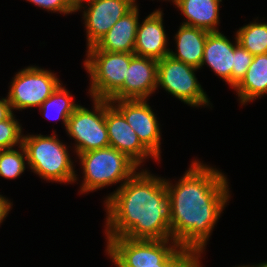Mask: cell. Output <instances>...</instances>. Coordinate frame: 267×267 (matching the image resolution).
<instances>
[{"label": "cell", "instance_id": "obj_25", "mask_svg": "<svg viewBox=\"0 0 267 267\" xmlns=\"http://www.w3.org/2000/svg\"><path fill=\"white\" fill-rule=\"evenodd\" d=\"M253 55L242 47L235 35V61L232 67V88L234 89L245 77L246 72L253 60Z\"/></svg>", "mask_w": 267, "mask_h": 267}, {"label": "cell", "instance_id": "obj_6", "mask_svg": "<svg viewBox=\"0 0 267 267\" xmlns=\"http://www.w3.org/2000/svg\"><path fill=\"white\" fill-rule=\"evenodd\" d=\"M106 240V254L112 259L115 266L164 264L181 247L172 239L148 240L107 237Z\"/></svg>", "mask_w": 267, "mask_h": 267}, {"label": "cell", "instance_id": "obj_3", "mask_svg": "<svg viewBox=\"0 0 267 267\" xmlns=\"http://www.w3.org/2000/svg\"><path fill=\"white\" fill-rule=\"evenodd\" d=\"M22 145L26 151L27 165L44 180L69 184L78 179L68 147L55 133L52 136L23 135Z\"/></svg>", "mask_w": 267, "mask_h": 267}, {"label": "cell", "instance_id": "obj_27", "mask_svg": "<svg viewBox=\"0 0 267 267\" xmlns=\"http://www.w3.org/2000/svg\"><path fill=\"white\" fill-rule=\"evenodd\" d=\"M12 205L13 204L9 201L8 198L0 194V224L4 221V219L8 215Z\"/></svg>", "mask_w": 267, "mask_h": 267}, {"label": "cell", "instance_id": "obj_28", "mask_svg": "<svg viewBox=\"0 0 267 267\" xmlns=\"http://www.w3.org/2000/svg\"><path fill=\"white\" fill-rule=\"evenodd\" d=\"M12 113L7 97L0 99V122L7 119Z\"/></svg>", "mask_w": 267, "mask_h": 267}, {"label": "cell", "instance_id": "obj_2", "mask_svg": "<svg viewBox=\"0 0 267 267\" xmlns=\"http://www.w3.org/2000/svg\"><path fill=\"white\" fill-rule=\"evenodd\" d=\"M104 202L106 237L171 239L172 211L165 179L142 169Z\"/></svg>", "mask_w": 267, "mask_h": 267}, {"label": "cell", "instance_id": "obj_8", "mask_svg": "<svg viewBox=\"0 0 267 267\" xmlns=\"http://www.w3.org/2000/svg\"><path fill=\"white\" fill-rule=\"evenodd\" d=\"M93 110L78 105L67 122L66 132L75 140L76 154L109 146L105 124V99L92 98Z\"/></svg>", "mask_w": 267, "mask_h": 267}, {"label": "cell", "instance_id": "obj_5", "mask_svg": "<svg viewBox=\"0 0 267 267\" xmlns=\"http://www.w3.org/2000/svg\"><path fill=\"white\" fill-rule=\"evenodd\" d=\"M84 68L89 74L90 97L109 100L124 84L134 53L86 51Z\"/></svg>", "mask_w": 267, "mask_h": 267}, {"label": "cell", "instance_id": "obj_21", "mask_svg": "<svg viewBox=\"0 0 267 267\" xmlns=\"http://www.w3.org/2000/svg\"><path fill=\"white\" fill-rule=\"evenodd\" d=\"M236 37L238 43L253 56L267 54V23L250 22L237 30Z\"/></svg>", "mask_w": 267, "mask_h": 267}, {"label": "cell", "instance_id": "obj_10", "mask_svg": "<svg viewBox=\"0 0 267 267\" xmlns=\"http://www.w3.org/2000/svg\"><path fill=\"white\" fill-rule=\"evenodd\" d=\"M147 99L110 101L125 117L141 143L160 160L161 132Z\"/></svg>", "mask_w": 267, "mask_h": 267}, {"label": "cell", "instance_id": "obj_11", "mask_svg": "<svg viewBox=\"0 0 267 267\" xmlns=\"http://www.w3.org/2000/svg\"><path fill=\"white\" fill-rule=\"evenodd\" d=\"M136 0H89L76 11L83 9L87 47L94 46L111 27L137 3ZM88 7V8H87Z\"/></svg>", "mask_w": 267, "mask_h": 267}, {"label": "cell", "instance_id": "obj_12", "mask_svg": "<svg viewBox=\"0 0 267 267\" xmlns=\"http://www.w3.org/2000/svg\"><path fill=\"white\" fill-rule=\"evenodd\" d=\"M105 124L109 146L126 154L139 167L146 158L159 161L139 140L136 132L127 123L124 115L110 102L105 100Z\"/></svg>", "mask_w": 267, "mask_h": 267}, {"label": "cell", "instance_id": "obj_14", "mask_svg": "<svg viewBox=\"0 0 267 267\" xmlns=\"http://www.w3.org/2000/svg\"><path fill=\"white\" fill-rule=\"evenodd\" d=\"M167 39L163 26V12L161 9L155 10L143 20L142 24H138L134 54L161 60L169 55Z\"/></svg>", "mask_w": 267, "mask_h": 267}, {"label": "cell", "instance_id": "obj_15", "mask_svg": "<svg viewBox=\"0 0 267 267\" xmlns=\"http://www.w3.org/2000/svg\"><path fill=\"white\" fill-rule=\"evenodd\" d=\"M138 24L139 9L136 4L94 46L87 48V51L134 53Z\"/></svg>", "mask_w": 267, "mask_h": 267}, {"label": "cell", "instance_id": "obj_7", "mask_svg": "<svg viewBox=\"0 0 267 267\" xmlns=\"http://www.w3.org/2000/svg\"><path fill=\"white\" fill-rule=\"evenodd\" d=\"M199 70L167 55L158 60L157 88L161 86L172 96L192 107L210 106L195 71Z\"/></svg>", "mask_w": 267, "mask_h": 267}, {"label": "cell", "instance_id": "obj_19", "mask_svg": "<svg viewBox=\"0 0 267 267\" xmlns=\"http://www.w3.org/2000/svg\"><path fill=\"white\" fill-rule=\"evenodd\" d=\"M234 90L242 105L267 94V54L253 57L245 77Z\"/></svg>", "mask_w": 267, "mask_h": 267}, {"label": "cell", "instance_id": "obj_24", "mask_svg": "<svg viewBox=\"0 0 267 267\" xmlns=\"http://www.w3.org/2000/svg\"><path fill=\"white\" fill-rule=\"evenodd\" d=\"M22 126L12 113L7 119L0 122V149L15 148L22 144Z\"/></svg>", "mask_w": 267, "mask_h": 267}, {"label": "cell", "instance_id": "obj_20", "mask_svg": "<svg viewBox=\"0 0 267 267\" xmlns=\"http://www.w3.org/2000/svg\"><path fill=\"white\" fill-rule=\"evenodd\" d=\"M78 105L74 103L72 95L61 83L53 94L42 103L39 110L47 119H61L66 129L68 119Z\"/></svg>", "mask_w": 267, "mask_h": 267}, {"label": "cell", "instance_id": "obj_30", "mask_svg": "<svg viewBox=\"0 0 267 267\" xmlns=\"http://www.w3.org/2000/svg\"><path fill=\"white\" fill-rule=\"evenodd\" d=\"M258 267H267V262L258 263Z\"/></svg>", "mask_w": 267, "mask_h": 267}, {"label": "cell", "instance_id": "obj_31", "mask_svg": "<svg viewBox=\"0 0 267 267\" xmlns=\"http://www.w3.org/2000/svg\"><path fill=\"white\" fill-rule=\"evenodd\" d=\"M238 267H258V265H252V266H250V265H243V266H238Z\"/></svg>", "mask_w": 267, "mask_h": 267}, {"label": "cell", "instance_id": "obj_4", "mask_svg": "<svg viewBox=\"0 0 267 267\" xmlns=\"http://www.w3.org/2000/svg\"><path fill=\"white\" fill-rule=\"evenodd\" d=\"M82 168L83 181L80 193L96 191L111 184L122 186L137 171L138 165L126 154L108 146L77 154Z\"/></svg>", "mask_w": 267, "mask_h": 267}, {"label": "cell", "instance_id": "obj_22", "mask_svg": "<svg viewBox=\"0 0 267 267\" xmlns=\"http://www.w3.org/2000/svg\"><path fill=\"white\" fill-rule=\"evenodd\" d=\"M19 150L13 148L4 149L0 152V176L5 179L19 177L26 169L27 155L21 144Z\"/></svg>", "mask_w": 267, "mask_h": 267}, {"label": "cell", "instance_id": "obj_1", "mask_svg": "<svg viewBox=\"0 0 267 267\" xmlns=\"http://www.w3.org/2000/svg\"><path fill=\"white\" fill-rule=\"evenodd\" d=\"M174 184L165 178L171 202V239L201 254L230 198L227 177L199 160Z\"/></svg>", "mask_w": 267, "mask_h": 267}, {"label": "cell", "instance_id": "obj_23", "mask_svg": "<svg viewBox=\"0 0 267 267\" xmlns=\"http://www.w3.org/2000/svg\"><path fill=\"white\" fill-rule=\"evenodd\" d=\"M200 257L199 251L189 247H180L164 264L116 267H202Z\"/></svg>", "mask_w": 267, "mask_h": 267}, {"label": "cell", "instance_id": "obj_9", "mask_svg": "<svg viewBox=\"0 0 267 267\" xmlns=\"http://www.w3.org/2000/svg\"><path fill=\"white\" fill-rule=\"evenodd\" d=\"M60 84L51 70L28 66L14 76L7 99L12 111L40 107Z\"/></svg>", "mask_w": 267, "mask_h": 267}, {"label": "cell", "instance_id": "obj_29", "mask_svg": "<svg viewBox=\"0 0 267 267\" xmlns=\"http://www.w3.org/2000/svg\"><path fill=\"white\" fill-rule=\"evenodd\" d=\"M68 1L71 4V6L75 10H77L83 4V2H88L89 0H68Z\"/></svg>", "mask_w": 267, "mask_h": 267}, {"label": "cell", "instance_id": "obj_18", "mask_svg": "<svg viewBox=\"0 0 267 267\" xmlns=\"http://www.w3.org/2000/svg\"><path fill=\"white\" fill-rule=\"evenodd\" d=\"M222 0H177L174 5L186 17L182 24L219 32V8Z\"/></svg>", "mask_w": 267, "mask_h": 267}, {"label": "cell", "instance_id": "obj_17", "mask_svg": "<svg viewBox=\"0 0 267 267\" xmlns=\"http://www.w3.org/2000/svg\"><path fill=\"white\" fill-rule=\"evenodd\" d=\"M208 33L207 30L181 24L175 34L177 53L170 50L169 56L200 69Z\"/></svg>", "mask_w": 267, "mask_h": 267}, {"label": "cell", "instance_id": "obj_13", "mask_svg": "<svg viewBox=\"0 0 267 267\" xmlns=\"http://www.w3.org/2000/svg\"><path fill=\"white\" fill-rule=\"evenodd\" d=\"M157 75L158 60L134 55L123 86L109 100H148L157 90Z\"/></svg>", "mask_w": 267, "mask_h": 267}, {"label": "cell", "instance_id": "obj_16", "mask_svg": "<svg viewBox=\"0 0 267 267\" xmlns=\"http://www.w3.org/2000/svg\"><path fill=\"white\" fill-rule=\"evenodd\" d=\"M235 61V44L222 32H209L200 68L207 65L217 76L232 87V67Z\"/></svg>", "mask_w": 267, "mask_h": 267}, {"label": "cell", "instance_id": "obj_26", "mask_svg": "<svg viewBox=\"0 0 267 267\" xmlns=\"http://www.w3.org/2000/svg\"><path fill=\"white\" fill-rule=\"evenodd\" d=\"M47 11L58 12L61 14H72L77 12L68 0H27Z\"/></svg>", "mask_w": 267, "mask_h": 267}]
</instances>
